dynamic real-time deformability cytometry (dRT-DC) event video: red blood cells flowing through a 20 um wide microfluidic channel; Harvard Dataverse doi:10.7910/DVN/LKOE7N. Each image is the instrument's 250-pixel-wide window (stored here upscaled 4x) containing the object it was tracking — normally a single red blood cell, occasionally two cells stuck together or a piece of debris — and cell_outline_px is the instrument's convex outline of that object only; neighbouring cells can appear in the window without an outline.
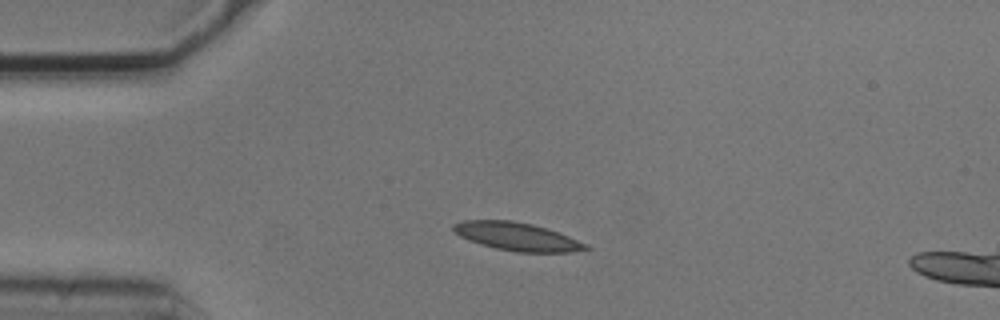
{"species": "common noctule bat (a hibernating species)", "species_latin": "Nyctalus noctula", "temperature_condition": "cold", "stored_images_in_passage": 7, "camera_frame_rate_fps": 3000, "um_per_image_px": 0.085, "animal": {"sex": "male", "body_mass_g": 20.5, "forearm_length_mm": 52.5}, "frame": {"image": 1, "passage_image": 1, "time_ms": 0.0, "image_size_px": [1000, 320], "cell_outline_px": [[592, 248], [572, 252], [516, 252], [496, 248], [480, 244], [468, 240], [460, 236], [452, 228], [452, 224], [464, 220], [512, 220], [532, 224], [568, 236], [588, 244]], "centroid_in_image_um": [43.94, 20.11], "position_along_channel_um": 41.1, "area_um2": 21.56}}
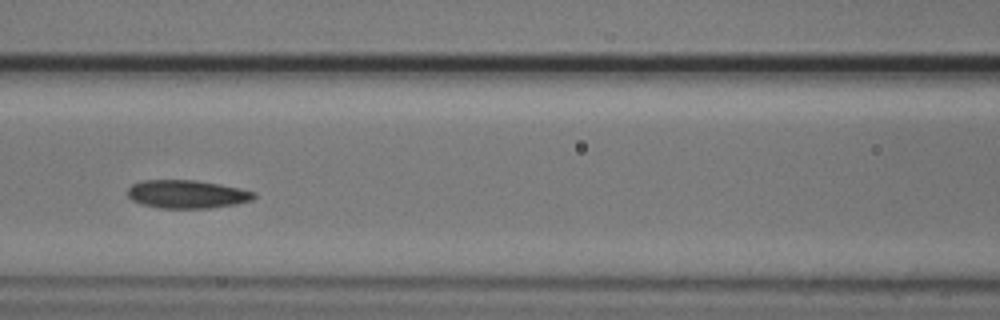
{"frame": {"image": 2, "passage_image": 4, "time_ms": 1.0, "image_size_px": [1000, 320], "cell_outline_px": [[256, 196], [252, 200], [236, 204], [212, 208], [160, 208], [144, 204], [132, 200], [128, 196], [128, 188], [132, 184], [140, 180], [196, 180], [220, 184], [240, 188], [256, 192]], "centroid_in_image_um": [15.91, 16.5], "position_along_channel_um": 150.7, "area_um2": 20.87}}